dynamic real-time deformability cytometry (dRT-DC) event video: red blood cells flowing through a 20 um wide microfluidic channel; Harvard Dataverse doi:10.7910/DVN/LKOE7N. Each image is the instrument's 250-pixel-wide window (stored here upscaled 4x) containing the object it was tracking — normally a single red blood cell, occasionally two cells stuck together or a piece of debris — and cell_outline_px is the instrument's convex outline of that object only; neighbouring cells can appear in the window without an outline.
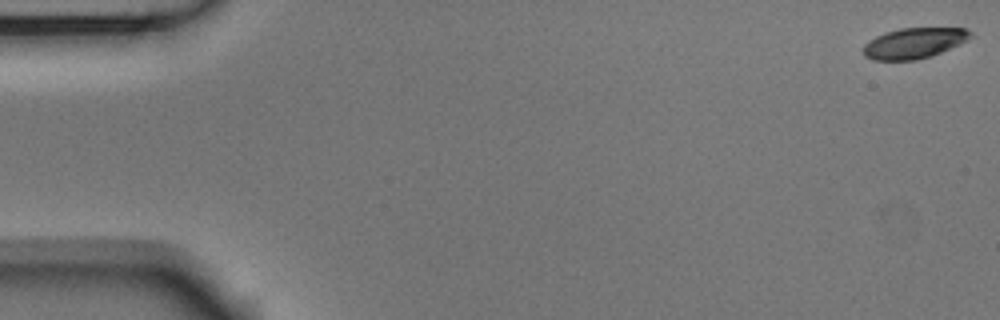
{"species": "Egyptian fruit bat (a non-hibernating species)", "species_latin": "Rousettus aegyptiacus", "temperature_condition": "room temperature", "stored_images_in_passage": 13, "camera_frame_rate_fps": 3000, "um_per_image_px": 0.085, "animal": {"sex": "male"}, "frame": {"image": 1, "passage_image": 1, "time_ms": 0.0, "image_size_px": [1000, 320], "cell_outline_px": [[972, 36], [968, 40], [960, 44], [932, 56], [916, 60], [872, 60], [864, 56], [864, 44], [876, 36], [900, 28], [964, 28], [972, 32]], "centroid_in_image_um": [77.71, 3.67], "position_along_channel_um": 7.3, "area_um2": 19.07}}